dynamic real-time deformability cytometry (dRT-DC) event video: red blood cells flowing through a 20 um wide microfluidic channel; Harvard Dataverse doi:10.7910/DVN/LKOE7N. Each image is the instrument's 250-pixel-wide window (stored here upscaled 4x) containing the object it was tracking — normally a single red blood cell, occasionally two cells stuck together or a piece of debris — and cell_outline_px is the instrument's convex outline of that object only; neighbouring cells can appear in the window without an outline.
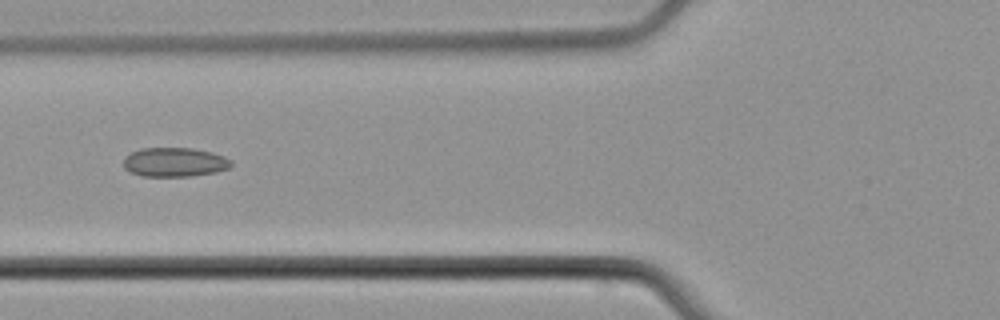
{"species": "common noctule bat (a hibernating species)", "species_latin": "Nyctalus noctula", "temperature_condition": "cold", "stored_images_in_passage": 8, "camera_frame_rate_fps": 3000, "um_per_image_px": 0.085, "animal": {"sex": "male", "body_mass_g": 21.5, "forearm_length_mm": 52.0}, "frame": {"image": 1, "passage_image": 6, "time_ms": 7.0, "image_size_px": [1000, 320], "cell_outline_px": [[232, 164], [228, 168], [216, 172], [192, 176], [144, 176], [128, 172], [124, 168], [124, 156], [140, 148], [192, 148], [212, 152], [224, 156], [232, 160]], "centroid_in_image_um": [14.83, 13.78], "position_along_channel_um": 111.0, "area_um2": 18.44}}
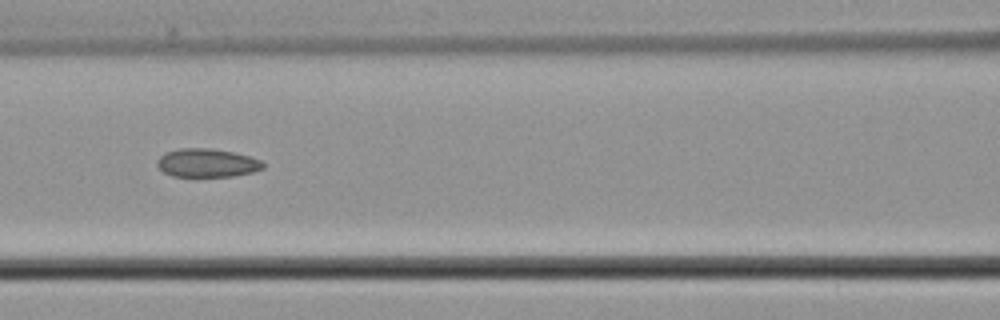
{"frame": {"image": 2, "passage_image": 7, "time_ms": 8.0, "image_size_px": [1000, 320], "cell_outline_px": [[264, 168], [252, 172], [232, 176], [172, 176], [164, 172], [156, 164], [156, 160], [164, 152], [180, 148], [208, 148], [232, 152], [248, 156], [260, 160], [264, 164]], "centroid_in_image_um": [17.56, 13.84], "position_along_channel_um": 149.0, "area_um2": 17.46}}
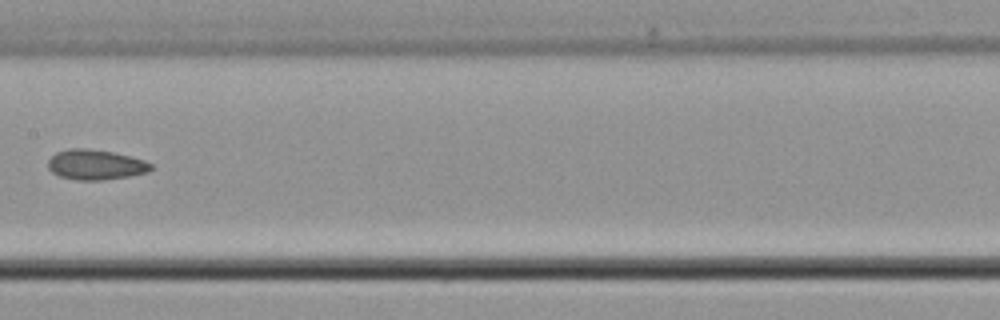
{"frame": {"image": 3, "passage_image": 8, "time_ms": 9.333, "image_size_px": [1000, 320], "cell_outline_px": [[152, 168], [148, 172], [128, 176], [104, 180], [76, 180], [60, 176], [52, 172], [48, 168], [48, 160], [56, 152], [68, 148], [88, 148], [112, 152], [144, 160], [152, 164]], "centroid_in_image_um": [8.1, 13.99], "position_along_channel_um": 199.3, "area_um2": 18.03}}